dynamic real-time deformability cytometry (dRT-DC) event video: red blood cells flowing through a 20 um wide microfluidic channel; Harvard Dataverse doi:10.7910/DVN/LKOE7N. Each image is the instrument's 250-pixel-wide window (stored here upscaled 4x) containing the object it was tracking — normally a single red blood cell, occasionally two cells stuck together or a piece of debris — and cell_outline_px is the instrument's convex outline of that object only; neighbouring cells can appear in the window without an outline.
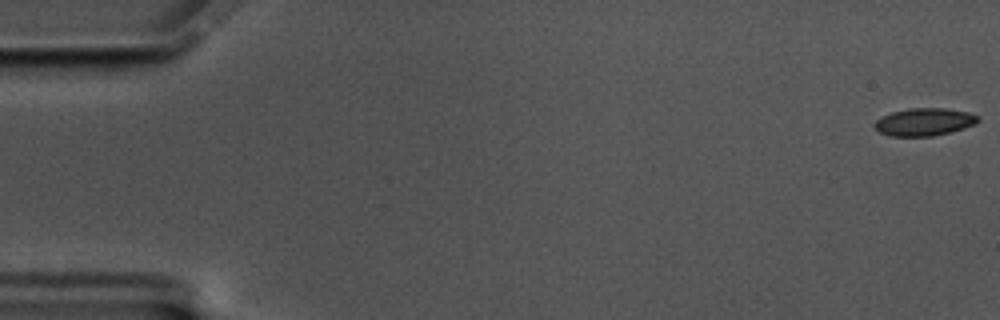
{"species": "common noctule bat (a hibernating species)", "species_latin": "Nyctalus noctula", "temperature_condition": "cold", "stored_images_in_passage": 61, "camera_frame_rate_fps": 3000, "um_per_image_px": 0.085, "animal": {"sex": "male", "body_mass_g": 17.5, "forearm_length_mm": 52.3}, "frame": {"image": 1, "passage_image": 1, "time_ms": 0.0, "image_size_px": [1000, 320], "cell_outline_px": [[980, 120], [976, 124], [952, 132], [932, 136], [888, 136], [880, 132], [872, 124], [876, 120], [892, 112], [908, 108], [944, 108], [968, 112], [980, 116]], "centroid_in_image_um": [78.59, 10.36], "position_along_channel_um": 6.4, "area_um2": 16.76}}
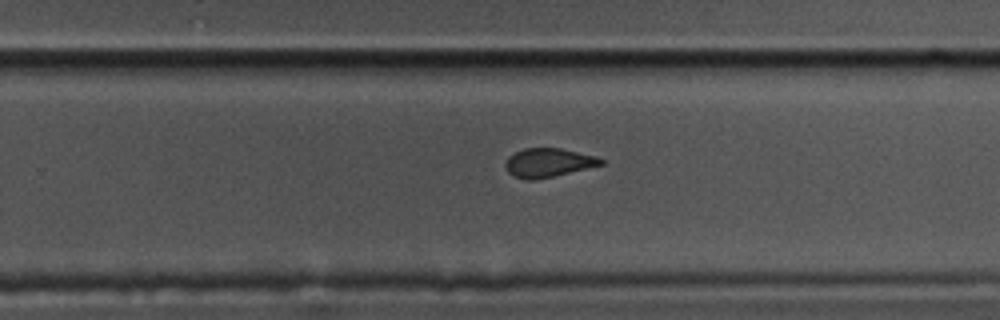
{"frame": {"image": 2, "passage_image": 39, "time_ms": 12.667, "image_size_px": [1000, 320], "cell_outline_px": [[604, 164], [536, 180], [528, 180], [512, 176], [508, 172], [504, 164], [508, 156], [524, 148], [560, 148], [596, 156], [604, 160]], "centroid_in_image_um": [46.58, 13.83], "position_along_channel_um": 283.2, "area_um2": 16.01}}
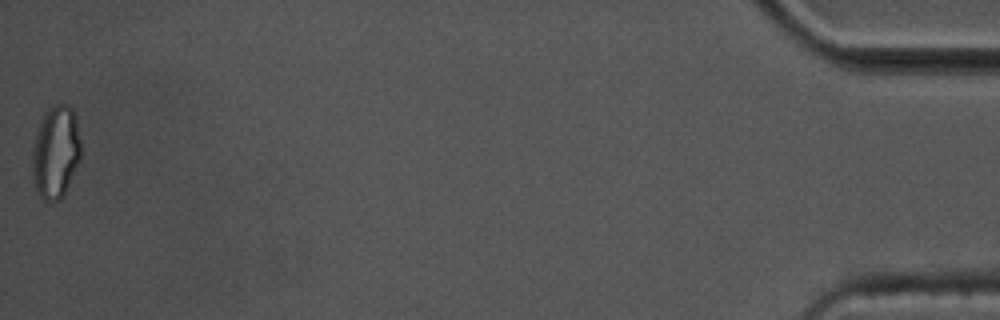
{"frame": {"image": 3, "passage_image": 61, "time_ms": 20.0, "image_size_px": [1000, 320], "cell_outline_px": [[80, 160], [60, 200], [44, 200], [36, 192], [32, 180], [32, 152], [36, 132], [44, 112], [48, 108], [56, 104], [68, 104], [72, 108], [76, 120], [80, 140]], "centroid_in_image_um": [4.71, 12.91], "position_along_channel_um": 430.5, "area_um2": 26.24}, "authors_computed_cell_mechanics": {"area_um2": 17.2244, "velocity_mm_per_s": 3.3299, "shape_relaxation_time_tau1_ms": null, "shape_relaxation_time_tau2_ms": 1.4113, "deformation_change_tau1": null, "deformation_change_tau2": 0.0774}}